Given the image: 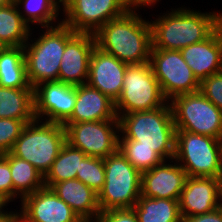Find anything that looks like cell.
Segmentation results:
<instances>
[{"mask_svg":"<svg viewBox=\"0 0 222 222\" xmlns=\"http://www.w3.org/2000/svg\"><path fill=\"white\" fill-rule=\"evenodd\" d=\"M157 2H159V0H127V5H128L129 10L137 11L142 6L143 8L145 6L152 7L153 5L157 4Z\"/></svg>","mask_w":222,"mask_h":222,"instance_id":"cell-36","label":"cell"},{"mask_svg":"<svg viewBox=\"0 0 222 222\" xmlns=\"http://www.w3.org/2000/svg\"><path fill=\"white\" fill-rule=\"evenodd\" d=\"M0 86L32 88L27 79L23 47H0Z\"/></svg>","mask_w":222,"mask_h":222,"instance_id":"cell-24","label":"cell"},{"mask_svg":"<svg viewBox=\"0 0 222 222\" xmlns=\"http://www.w3.org/2000/svg\"><path fill=\"white\" fill-rule=\"evenodd\" d=\"M65 142L66 131L62 124L35 119L24 126L10 152L45 176Z\"/></svg>","mask_w":222,"mask_h":222,"instance_id":"cell-5","label":"cell"},{"mask_svg":"<svg viewBox=\"0 0 222 222\" xmlns=\"http://www.w3.org/2000/svg\"><path fill=\"white\" fill-rule=\"evenodd\" d=\"M180 51L200 83L208 76L222 72V24L204 41Z\"/></svg>","mask_w":222,"mask_h":222,"instance_id":"cell-19","label":"cell"},{"mask_svg":"<svg viewBox=\"0 0 222 222\" xmlns=\"http://www.w3.org/2000/svg\"><path fill=\"white\" fill-rule=\"evenodd\" d=\"M21 17L29 25H40L42 28L56 26L59 23V12L62 10V0H14ZM23 6V7H21ZM23 9V12L20 9ZM58 18V19H57ZM54 22V24H53Z\"/></svg>","mask_w":222,"mask_h":222,"instance_id":"cell-28","label":"cell"},{"mask_svg":"<svg viewBox=\"0 0 222 222\" xmlns=\"http://www.w3.org/2000/svg\"><path fill=\"white\" fill-rule=\"evenodd\" d=\"M94 36L98 48L128 65L149 62L151 24L137 11L128 10L122 16L111 19Z\"/></svg>","mask_w":222,"mask_h":222,"instance_id":"cell-1","label":"cell"},{"mask_svg":"<svg viewBox=\"0 0 222 222\" xmlns=\"http://www.w3.org/2000/svg\"><path fill=\"white\" fill-rule=\"evenodd\" d=\"M167 12L150 21L152 48L180 51L204 41L222 24L220 12L203 13L185 7Z\"/></svg>","mask_w":222,"mask_h":222,"instance_id":"cell-2","label":"cell"},{"mask_svg":"<svg viewBox=\"0 0 222 222\" xmlns=\"http://www.w3.org/2000/svg\"><path fill=\"white\" fill-rule=\"evenodd\" d=\"M63 126L66 142L87 156L104 159L118 151L119 119L64 123Z\"/></svg>","mask_w":222,"mask_h":222,"instance_id":"cell-12","label":"cell"},{"mask_svg":"<svg viewBox=\"0 0 222 222\" xmlns=\"http://www.w3.org/2000/svg\"><path fill=\"white\" fill-rule=\"evenodd\" d=\"M13 0H0V7L8 5L11 3Z\"/></svg>","mask_w":222,"mask_h":222,"instance_id":"cell-38","label":"cell"},{"mask_svg":"<svg viewBox=\"0 0 222 222\" xmlns=\"http://www.w3.org/2000/svg\"><path fill=\"white\" fill-rule=\"evenodd\" d=\"M190 177L222 178V139L176 131L174 159Z\"/></svg>","mask_w":222,"mask_h":222,"instance_id":"cell-7","label":"cell"},{"mask_svg":"<svg viewBox=\"0 0 222 222\" xmlns=\"http://www.w3.org/2000/svg\"><path fill=\"white\" fill-rule=\"evenodd\" d=\"M51 189L83 221H96L99 217L98 194L77 178L55 183Z\"/></svg>","mask_w":222,"mask_h":222,"instance_id":"cell-21","label":"cell"},{"mask_svg":"<svg viewBox=\"0 0 222 222\" xmlns=\"http://www.w3.org/2000/svg\"><path fill=\"white\" fill-rule=\"evenodd\" d=\"M118 119L115 102L90 85L76 86V102L71 117L65 123Z\"/></svg>","mask_w":222,"mask_h":222,"instance_id":"cell-20","label":"cell"},{"mask_svg":"<svg viewBox=\"0 0 222 222\" xmlns=\"http://www.w3.org/2000/svg\"><path fill=\"white\" fill-rule=\"evenodd\" d=\"M6 206H8L7 203L2 198H0V210Z\"/></svg>","mask_w":222,"mask_h":222,"instance_id":"cell-39","label":"cell"},{"mask_svg":"<svg viewBox=\"0 0 222 222\" xmlns=\"http://www.w3.org/2000/svg\"><path fill=\"white\" fill-rule=\"evenodd\" d=\"M133 209L138 222H182L178 200L140 196Z\"/></svg>","mask_w":222,"mask_h":222,"instance_id":"cell-26","label":"cell"},{"mask_svg":"<svg viewBox=\"0 0 222 222\" xmlns=\"http://www.w3.org/2000/svg\"><path fill=\"white\" fill-rule=\"evenodd\" d=\"M105 166L103 158L86 156L81 161L77 179L90 187L97 194L105 183Z\"/></svg>","mask_w":222,"mask_h":222,"instance_id":"cell-30","label":"cell"},{"mask_svg":"<svg viewBox=\"0 0 222 222\" xmlns=\"http://www.w3.org/2000/svg\"><path fill=\"white\" fill-rule=\"evenodd\" d=\"M182 222H222V209L219 207L210 213L183 217Z\"/></svg>","mask_w":222,"mask_h":222,"instance_id":"cell-35","label":"cell"},{"mask_svg":"<svg viewBox=\"0 0 222 222\" xmlns=\"http://www.w3.org/2000/svg\"><path fill=\"white\" fill-rule=\"evenodd\" d=\"M118 119L119 140H135L136 146L154 148L164 160L174 163L176 128L170 102L154 110L123 114Z\"/></svg>","mask_w":222,"mask_h":222,"instance_id":"cell-3","label":"cell"},{"mask_svg":"<svg viewBox=\"0 0 222 222\" xmlns=\"http://www.w3.org/2000/svg\"><path fill=\"white\" fill-rule=\"evenodd\" d=\"M9 162L13 181V200L21 199L44 187V176L28 161L11 152L2 154Z\"/></svg>","mask_w":222,"mask_h":222,"instance_id":"cell-25","label":"cell"},{"mask_svg":"<svg viewBox=\"0 0 222 222\" xmlns=\"http://www.w3.org/2000/svg\"><path fill=\"white\" fill-rule=\"evenodd\" d=\"M170 105L176 131L222 139V111L200 91L176 96Z\"/></svg>","mask_w":222,"mask_h":222,"instance_id":"cell-9","label":"cell"},{"mask_svg":"<svg viewBox=\"0 0 222 222\" xmlns=\"http://www.w3.org/2000/svg\"><path fill=\"white\" fill-rule=\"evenodd\" d=\"M62 9L63 24L76 33L91 34L129 10L127 0H62Z\"/></svg>","mask_w":222,"mask_h":222,"instance_id":"cell-11","label":"cell"},{"mask_svg":"<svg viewBox=\"0 0 222 222\" xmlns=\"http://www.w3.org/2000/svg\"><path fill=\"white\" fill-rule=\"evenodd\" d=\"M0 198L7 204L13 202V181L9 162L0 154Z\"/></svg>","mask_w":222,"mask_h":222,"instance_id":"cell-33","label":"cell"},{"mask_svg":"<svg viewBox=\"0 0 222 222\" xmlns=\"http://www.w3.org/2000/svg\"><path fill=\"white\" fill-rule=\"evenodd\" d=\"M164 160L152 169L142 172L141 196L179 200L187 173L175 160L174 165Z\"/></svg>","mask_w":222,"mask_h":222,"instance_id":"cell-18","label":"cell"},{"mask_svg":"<svg viewBox=\"0 0 222 222\" xmlns=\"http://www.w3.org/2000/svg\"><path fill=\"white\" fill-rule=\"evenodd\" d=\"M168 102L149 62L127 65L122 92L115 102L118 118L127 113L154 110Z\"/></svg>","mask_w":222,"mask_h":222,"instance_id":"cell-8","label":"cell"},{"mask_svg":"<svg viewBox=\"0 0 222 222\" xmlns=\"http://www.w3.org/2000/svg\"><path fill=\"white\" fill-rule=\"evenodd\" d=\"M222 178L190 177L179 197L181 217L213 212L220 207Z\"/></svg>","mask_w":222,"mask_h":222,"instance_id":"cell-15","label":"cell"},{"mask_svg":"<svg viewBox=\"0 0 222 222\" xmlns=\"http://www.w3.org/2000/svg\"><path fill=\"white\" fill-rule=\"evenodd\" d=\"M199 91L222 111V72L204 79Z\"/></svg>","mask_w":222,"mask_h":222,"instance_id":"cell-32","label":"cell"},{"mask_svg":"<svg viewBox=\"0 0 222 222\" xmlns=\"http://www.w3.org/2000/svg\"><path fill=\"white\" fill-rule=\"evenodd\" d=\"M0 118L22 120L25 124L35 120L34 88L0 86Z\"/></svg>","mask_w":222,"mask_h":222,"instance_id":"cell-22","label":"cell"},{"mask_svg":"<svg viewBox=\"0 0 222 222\" xmlns=\"http://www.w3.org/2000/svg\"><path fill=\"white\" fill-rule=\"evenodd\" d=\"M149 64L168 101L200 90V82L185 62L181 51L152 48Z\"/></svg>","mask_w":222,"mask_h":222,"instance_id":"cell-10","label":"cell"},{"mask_svg":"<svg viewBox=\"0 0 222 222\" xmlns=\"http://www.w3.org/2000/svg\"><path fill=\"white\" fill-rule=\"evenodd\" d=\"M97 222H138L137 215L133 208L113 209L101 212Z\"/></svg>","mask_w":222,"mask_h":222,"instance_id":"cell-34","label":"cell"},{"mask_svg":"<svg viewBox=\"0 0 222 222\" xmlns=\"http://www.w3.org/2000/svg\"><path fill=\"white\" fill-rule=\"evenodd\" d=\"M17 217L22 222H83L51 188L43 187L21 199Z\"/></svg>","mask_w":222,"mask_h":222,"instance_id":"cell-14","label":"cell"},{"mask_svg":"<svg viewBox=\"0 0 222 222\" xmlns=\"http://www.w3.org/2000/svg\"><path fill=\"white\" fill-rule=\"evenodd\" d=\"M95 45L94 34L77 33L66 44L61 58L58 81L75 86L86 84L90 58Z\"/></svg>","mask_w":222,"mask_h":222,"instance_id":"cell-17","label":"cell"},{"mask_svg":"<svg viewBox=\"0 0 222 222\" xmlns=\"http://www.w3.org/2000/svg\"><path fill=\"white\" fill-rule=\"evenodd\" d=\"M127 65L95 45L90 58L87 84L116 102L122 92Z\"/></svg>","mask_w":222,"mask_h":222,"instance_id":"cell-16","label":"cell"},{"mask_svg":"<svg viewBox=\"0 0 222 222\" xmlns=\"http://www.w3.org/2000/svg\"><path fill=\"white\" fill-rule=\"evenodd\" d=\"M220 208L222 209V193H221V199H220Z\"/></svg>","mask_w":222,"mask_h":222,"instance_id":"cell-41","label":"cell"},{"mask_svg":"<svg viewBox=\"0 0 222 222\" xmlns=\"http://www.w3.org/2000/svg\"><path fill=\"white\" fill-rule=\"evenodd\" d=\"M86 156L80 149L65 142L50 170L44 176V186L51 188L55 183L77 178L81 161Z\"/></svg>","mask_w":222,"mask_h":222,"instance_id":"cell-27","label":"cell"},{"mask_svg":"<svg viewBox=\"0 0 222 222\" xmlns=\"http://www.w3.org/2000/svg\"><path fill=\"white\" fill-rule=\"evenodd\" d=\"M30 27L14 0L0 7V47H24L33 34Z\"/></svg>","mask_w":222,"mask_h":222,"instance_id":"cell-23","label":"cell"},{"mask_svg":"<svg viewBox=\"0 0 222 222\" xmlns=\"http://www.w3.org/2000/svg\"><path fill=\"white\" fill-rule=\"evenodd\" d=\"M103 161L106 177L98 193L100 211L133 208L141 196L142 173L119 150Z\"/></svg>","mask_w":222,"mask_h":222,"instance_id":"cell-6","label":"cell"},{"mask_svg":"<svg viewBox=\"0 0 222 222\" xmlns=\"http://www.w3.org/2000/svg\"><path fill=\"white\" fill-rule=\"evenodd\" d=\"M5 208L3 207L0 210V222H11L16 216H17V211H6L4 210Z\"/></svg>","mask_w":222,"mask_h":222,"instance_id":"cell-37","label":"cell"},{"mask_svg":"<svg viewBox=\"0 0 222 222\" xmlns=\"http://www.w3.org/2000/svg\"><path fill=\"white\" fill-rule=\"evenodd\" d=\"M57 23V26L45 27L43 34L28 40L23 47L27 79L32 88L43 82L58 81L66 44L77 34L65 24Z\"/></svg>","mask_w":222,"mask_h":222,"instance_id":"cell-4","label":"cell"},{"mask_svg":"<svg viewBox=\"0 0 222 222\" xmlns=\"http://www.w3.org/2000/svg\"><path fill=\"white\" fill-rule=\"evenodd\" d=\"M118 150L141 173L164 161L154 148L136 146L135 140H119Z\"/></svg>","mask_w":222,"mask_h":222,"instance_id":"cell-29","label":"cell"},{"mask_svg":"<svg viewBox=\"0 0 222 222\" xmlns=\"http://www.w3.org/2000/svg\"><path fill=\"white\" fill-rule=\"evenodd\" d=\"M75 102V85L51 81L34 87L36 119L63 125L71 117Z\"/></svg>","mask_w":222,"mask_h":222,"instance_id":"cell-13","label":"cell"},{"mask_svg":"<svg viewBox=\"0 0 222 222\" xmlns=\"http://www.w3.org/2000/svg\"><path fill=\"white\" fill-rule=\"evenodd\" d=\"M25 125L22 120L0 118V154L11 151Z\"/></svg>","mask_w":222,"mask_h":222,"instance_id":"cell-31","label":"cell"},{"mask_svg":"<svg viewBox=\"0 0 222 222\" xmlns=\"http://www.w3.org/2000/svg\"><path fill=\"white\" fill-rule=\"evenodd\" d=\"M11 222H22L17 216Z\"/></svg>","mask_w":222,"mask_h":222,"instance_id":"cell-40","label":"cell"}]
</instances>
